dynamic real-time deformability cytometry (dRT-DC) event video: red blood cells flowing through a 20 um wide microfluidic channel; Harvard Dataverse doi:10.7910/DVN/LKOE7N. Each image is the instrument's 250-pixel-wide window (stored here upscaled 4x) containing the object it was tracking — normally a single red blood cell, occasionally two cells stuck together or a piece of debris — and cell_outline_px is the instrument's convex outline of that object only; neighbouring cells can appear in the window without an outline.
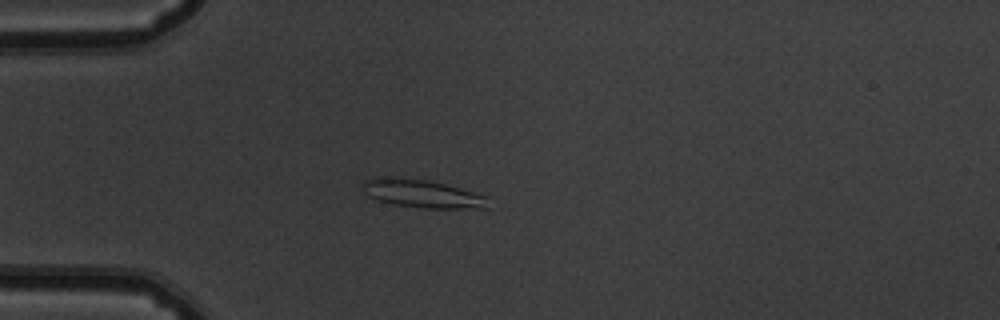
{"species": "common noctule bat (a hibernating species)", "species_latin": "Nyctalus noctula", "temperature_condition": "warm", "stored_images_in_passage": 46, "camera_frame_rate_fps": 3000, "um_per_image_px": 0.085, "animal": {"sex": "male", "body_mass_g": 19.5, "forearm_length_mm": 54.6}, "frame": {"image": 1, "passage_image": 7, "time_ms": 2.0, "image_size_px": [1000, 320], "cell_outline_px": [[492, 208], [424, 208], [392, 204], [376, 200], [368, 196], [364, 192], [360, 184], [364, 180], [372, 176], [384, 176], [428, 180], [476, 192], [488, 196]], "centroid_in_image_um": [35.87, 16.45], "position_along_channel_um": 49.1, "area_um2": 21.1}}
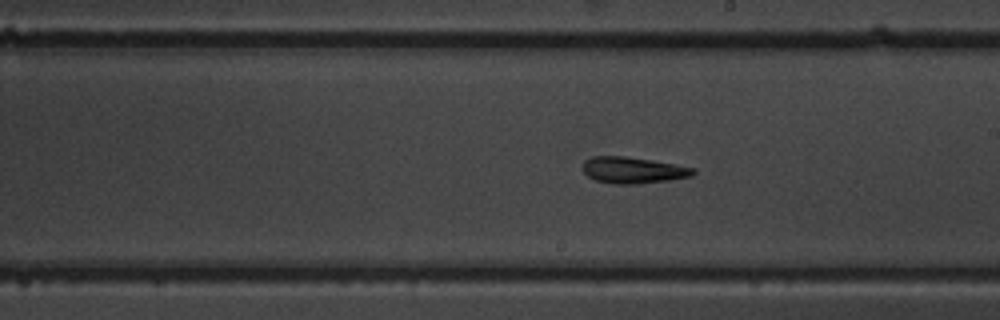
{"frame": {"image": 2, "passage_image": 23, "time_ms": 7.333, "image_size_px": [1000, 320], "cell_outline_px": [[696, 172], [692, 176], [668, 180], [636, 184], [612, 184], [596, 180], [588, 176], [584, 172], [584, 160], [592, 156], [624, 156], [652, 160], [676, 164], [696, 168]], "centroid_in_image_um": [53.83, 14.46], "position_along_channel_um": 235.2, "area_um2": 16.99}}
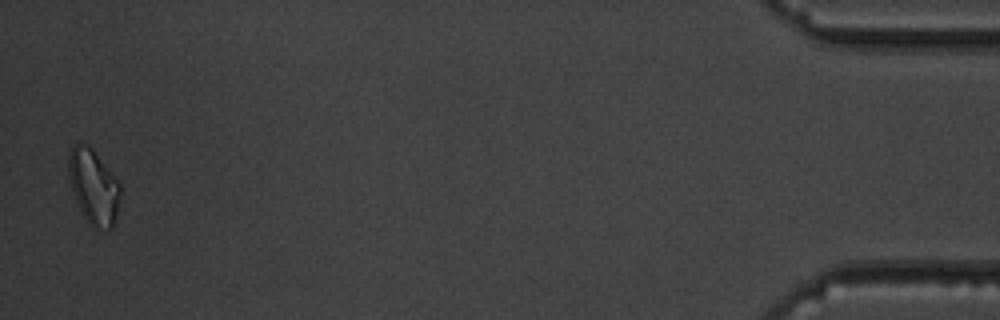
{"frame": {"image": 3, "passage_image": 45, "time_ms": 14.667, "image_size_px": [1000, 320], "cell_outline_px": [[120, 196], [112, 228], [92, 228], [88, 224], [76, 200], [72, 188], [68, 172], [68, 152], [76, 144], [88, 144], [92, 148], [112, 172], [120, 184]], "centroid_in_image_um": [7.95, 15.85], "position_along_channel_um": 427.3, "area_um2": 22.25}}